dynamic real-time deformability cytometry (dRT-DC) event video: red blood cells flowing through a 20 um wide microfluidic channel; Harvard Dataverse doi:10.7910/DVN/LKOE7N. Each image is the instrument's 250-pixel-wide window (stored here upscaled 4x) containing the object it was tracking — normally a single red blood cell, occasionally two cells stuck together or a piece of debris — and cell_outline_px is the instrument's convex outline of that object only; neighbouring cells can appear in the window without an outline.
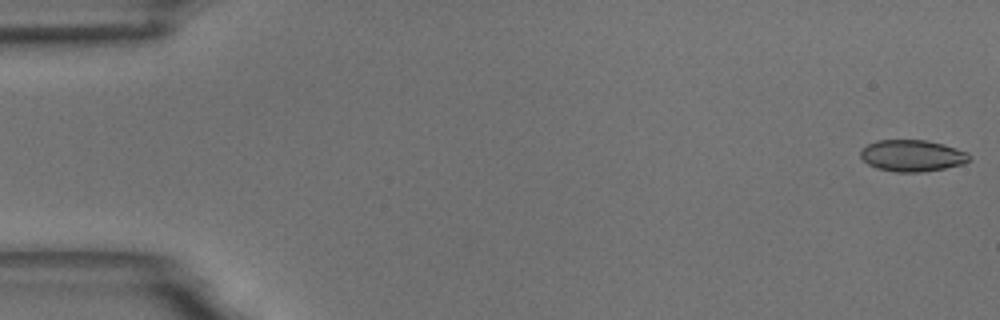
{"species": "common noctule bat (a hibernating species)", "species_latin": "Nyctalus noctula", "temperature_condition": "room temperature", "stored_images_in_passage": 56, "camera_frame_rate_fps": 3000, "um_per_image_px": 0.085, "animal": {"sex": "male", "body_mass_g": 18.8}, "frame": {"image": 1, "passage_image": 1, "time_ms": 0.0, "image_size_px": [1000, 320], "cell_outline_px": [[972, 160], [964, 164], [944, 168], [920, 172], [896, 172], [876, 168], [868, 164], [860, 156], [860, 152], [868, 144], [876, 140], [928, 140], [944, 144], [968, 152], [972, 156]], "centroid_in_image_um": [77.58, 13.23], "position_along_channel_um": 7.4, "area_um2": 20.17}}
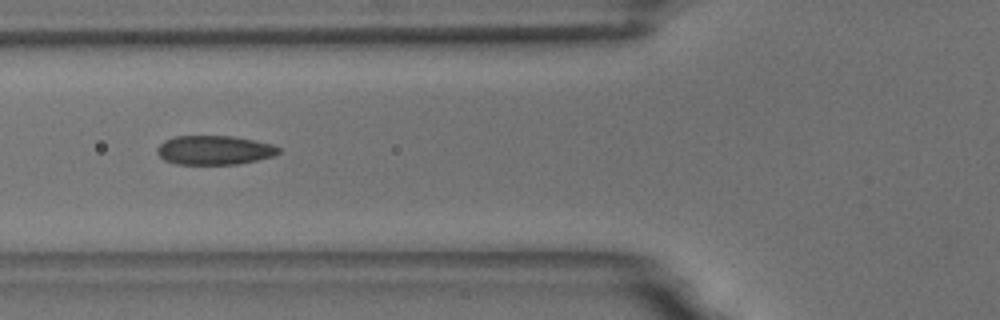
{"frame": {"image": 2, "passage_image": 21, "time_ms": 6.667, "image_size_px": [1000, 320], "cell_outline_px": [[280, 152], [272, 156], [256, 160], [236, 164], [176, 164], [164, 160], [156, 152], [156, 148], [164, 140], [172, 136], [232, 136], [272, 144], [280, 148]], "centroid_in_image_um": [18.17, 12.75], "position_along_channel_um": 107.6, "area_um2": 20.58}}
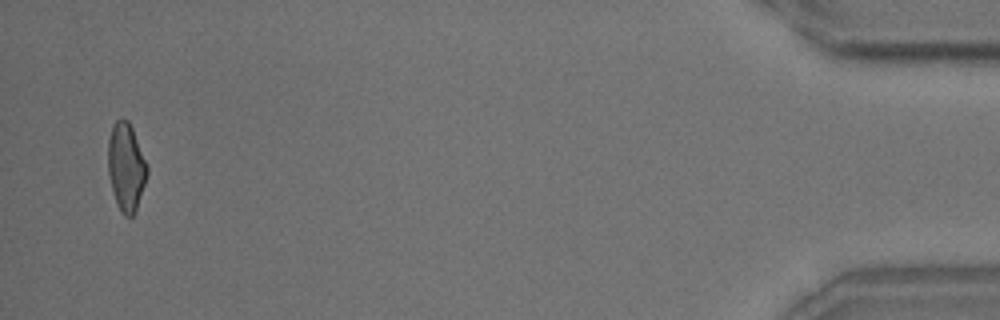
{"frame": {"image": 3, "passage_image": 54, "time_ms": 17.667, "image_size_px": [1000, 320], "cell_outline_px": [[148, 172], [136, 212], [132, 216], [124, 216], [120, 212], [116, 204], [112, 192], [108, 172], [108, 140], [112, 124], [120, 116], [128, 120], [132, 128], [148, 164]], "centroid_in_image_um": [10.71, 14.19], "position_along_channel_um": 424.5, "area_um2": 20.46}, "authors_computed_cell_mechanics": {"area_um2": 20.5768, "velocity_mm_per_s": 3.6481, "shape_relaxation_time_tau1_ms": 5.2498, "shape_relaxation_time_tau2_ms": 1.4636, "deformation_change_tau1": 0.1388, "deformation_change_tau2": 0.0709}}